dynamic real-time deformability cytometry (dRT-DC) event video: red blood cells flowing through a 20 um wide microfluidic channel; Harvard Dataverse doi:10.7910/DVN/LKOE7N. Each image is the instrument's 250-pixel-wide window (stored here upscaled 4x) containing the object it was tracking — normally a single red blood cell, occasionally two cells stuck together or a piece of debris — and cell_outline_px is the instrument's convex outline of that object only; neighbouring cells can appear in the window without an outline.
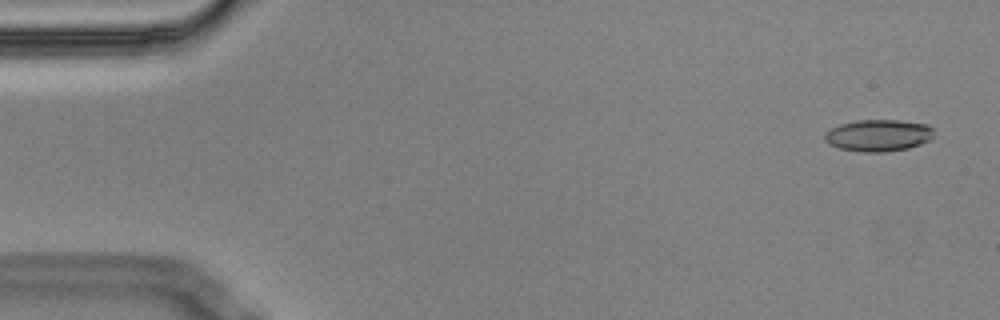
{"species": "Egyptian fruit bat (a non-hibernating species)", "species_latin": "Rousettus aegyptiacus", "temperature_condition": "cold", "stored_images_in_passage": 5, "camera_frame_rate_fps": 3000, "um_per_image_px": 0.085, "animal": {"sex": "male"}, "frame": {"image": 1, "passage_image": 1, "time_ms": 0.0, "image_size_px": [1000, 320], "cell_outline_px": [[932, 140], [908, 148], [884, 152], [860, 152], [840, 148], [828, 144], [824, 140], [824, 132], [840, 124], [856, 120], [900, 120], [928, 124], [932, 128]], "centroid_in_image_um": [74.65, 11.51], "position_along_channel_um": 10.4, "area_um2": 20.4}}
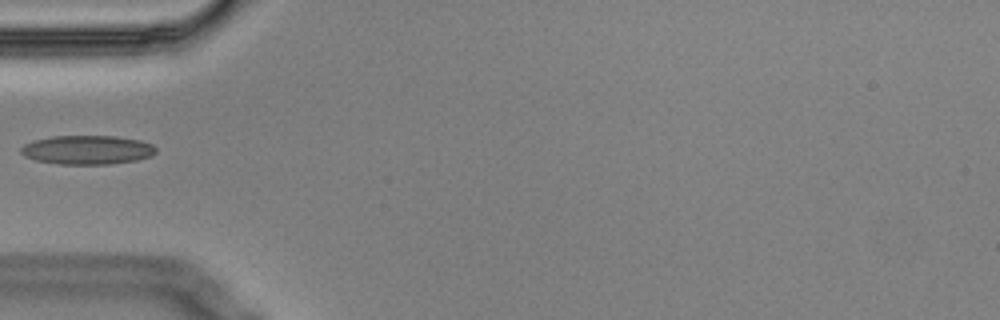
{"frame": {"image": 2, "passage_image": 5, "time_ms": 1.333, "image_size_px": [1000, 320], "cell_outline_px": [[156, 152], [152, 156], [136, 160], [108, 164], [60, 164], [36, 160], [24, 156], [20, 152], [20, 148], [24, 144], [32, 140], [52, 136], [116, 136], [140, 140], [152, 144], [156, 148]], "centroid_in_image_um": [7.41, 12.73], "position_along_channel_um": 77.6, "area_um2": 22.89}}